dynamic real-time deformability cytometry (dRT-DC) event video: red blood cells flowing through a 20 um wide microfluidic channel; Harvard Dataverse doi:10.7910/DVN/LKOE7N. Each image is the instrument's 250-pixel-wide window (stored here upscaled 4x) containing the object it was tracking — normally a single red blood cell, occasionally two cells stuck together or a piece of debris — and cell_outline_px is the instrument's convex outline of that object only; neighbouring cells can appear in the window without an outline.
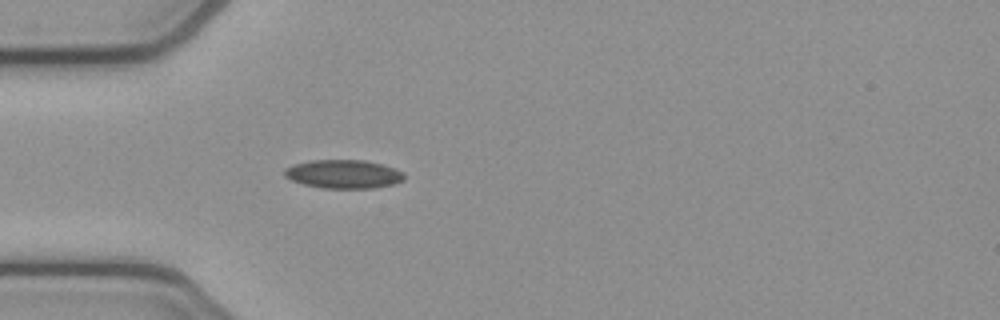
{"species": "common noctule bat (a hibernating species)", "species_latin": "Nyctalus noctula", "temperature_condition": "cold", "stored_images_in_passage": 4, "camera_frame_rate_fps": 3000, "um_per_image_px": 0.085, "animal": {"sex": "female", "body_mass_g": 21.9}, "frame": {"image": 1, "passage_image": 4, "time_ms": 1.0, "image_size_px": [1000, 320], "cell_outline_px": [[404, 180], [392, 184], [372, 188], [320, 188], [304, 184], [292, 180], [284, 176], [284, 168], [292, 164], [312, 160], [364, 160], [384, 164], [396, 168], [404, 172]], "centroid_in_image_um": [29.2, 14.79], "position_along_channel_um": 55.8, "area_um2": 20.11}}